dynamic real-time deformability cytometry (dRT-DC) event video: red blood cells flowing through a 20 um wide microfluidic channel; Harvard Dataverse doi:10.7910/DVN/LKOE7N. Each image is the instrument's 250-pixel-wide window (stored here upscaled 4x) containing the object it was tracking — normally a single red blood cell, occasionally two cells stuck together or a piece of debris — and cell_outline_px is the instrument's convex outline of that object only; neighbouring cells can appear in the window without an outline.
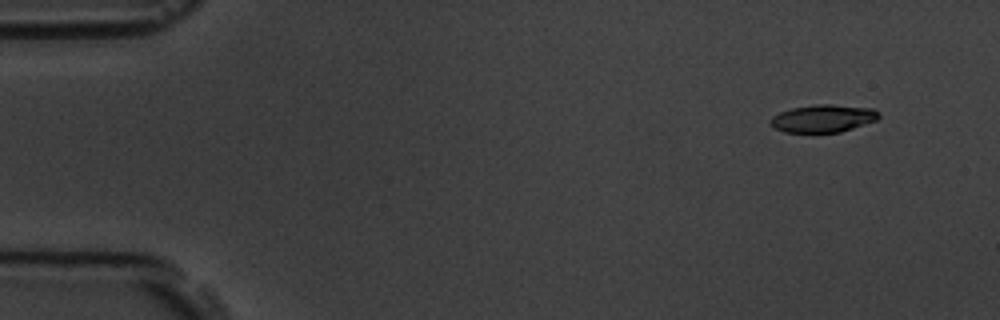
{"species": "common noctule bat (a hibernating species)", "species_latin": "Nyctalus noctula", "temperature_condition": "room temperature", "stored_images_in_passage": 7, "camera_frame_rate_fps": 3000, "um_per_image_px": 0.085, "animal": {"sex": "male", "body_mass_g": 19.5, "forearm_length_mm": 54.6}, "frame": {"image": 1, "passage_image": 2, "time_ms": 1.0, "image_size_px": [1000, 320], "cell_outline_px": [[880, 116], [876, 120], [840, 132], [784, 132], [776, 128], [768, 120], [772, 116], [780, 112], [792, 108], [816, 104], [832, 104], [872, 108], [880, 112]], "centroid_in_image_um": [69.97, 10.05], "position_along_channel_um": 15.0, "area_um2": 17.34}}
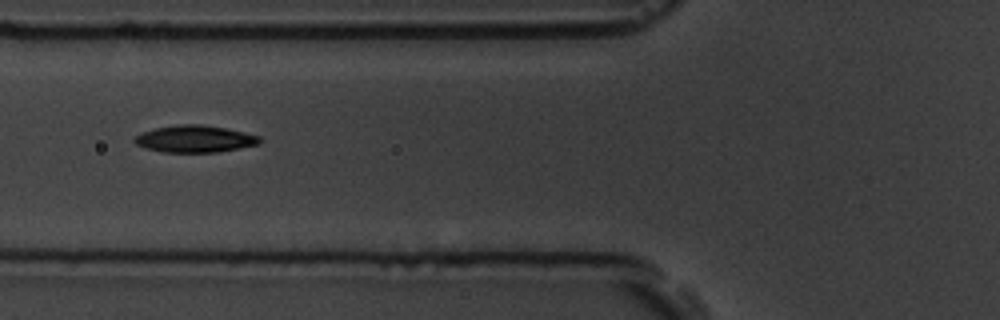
{"frame": {"image": 2, "passage_image": 7, "time_ms": 6.667, "image_size_px": [1000, 320], "cell_outline_px": [[260, 144], [240, 148], [216, 152], [160, 152], [144, 148], [136, 144], [132, 140], [136, 136], [144, 132], [156, 128], [180, 124], [200, 124], [224, 128], [244, 132], [260, 136]], "centroid_in_image_um": [16.55, 11.81], "position_along_channel_um": 109.2, "area_um2": 19.59}}